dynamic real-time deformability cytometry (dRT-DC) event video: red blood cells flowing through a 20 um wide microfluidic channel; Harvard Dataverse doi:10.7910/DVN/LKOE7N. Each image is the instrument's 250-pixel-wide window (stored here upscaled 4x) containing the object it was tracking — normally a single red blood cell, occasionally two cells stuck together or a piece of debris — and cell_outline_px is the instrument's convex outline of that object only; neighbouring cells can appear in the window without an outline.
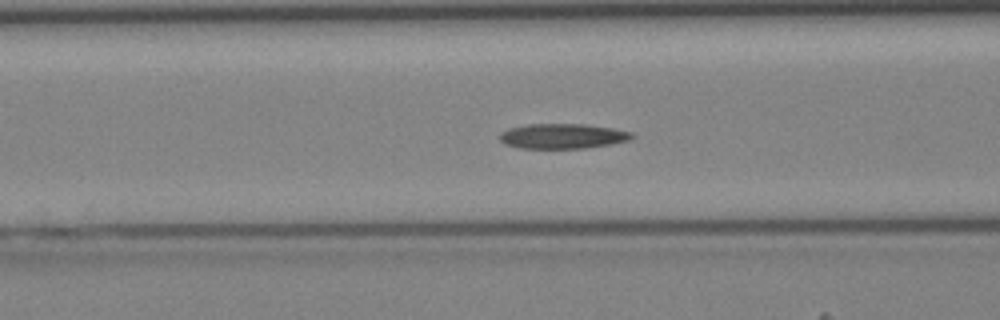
{"species": "Egyptian fruit bat (a non-hibernating species)", "species_latin": "Rousettus aegyptiacus", "temperature_condition": "cold", "stored_images_in_passage": 45, "segment_of_instrument_passage": [1, 2], "camera_frame_rate_fps": 3000, "um_per_image_px": 0.085, "animal": {"sex": "female"}, "frame": {"image": 1, "passage_image": 18, "time_ms": 5.667, "image_size_px": [1000, 320], "cell_outline_px": [[636, 136], [628, 140], [608, 144], [584, 148], [520, 148], [504, 144], [500, 140], [500, 136], [508, 128], [528, 124], [584, 124], [612, 128], [632, 132]], "centroid_in_image_um": [47.82, 11.57], "position_along_channel_um": 118.8, "area_um2": 19.07}}
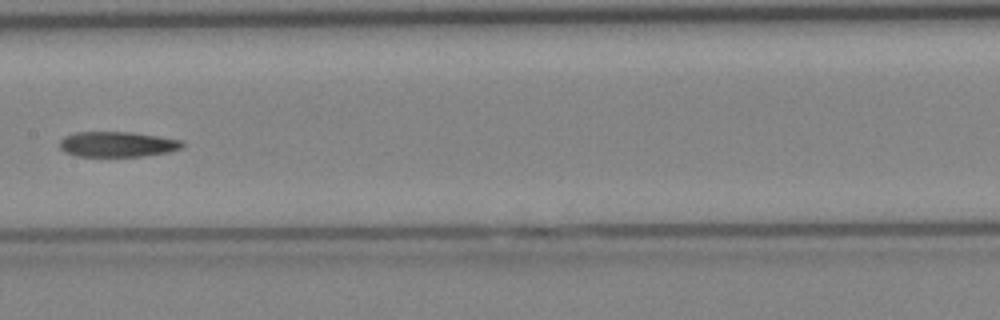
{"frame": {"image": 2, "passage_image": 23, "time_ms": 7.333, "image_size_px": [1000, 320], "cell_outline_px": [[184, 148], [168, 152], [144, 156], [76, 156], [64, 152], [60, 148], [60, 140], [64, 136], [76, 132], [132, 132], [184, 140]], "centroid_in_image_um": [10.0, 12.26], "position_along_channel_um": 197.4, "area_um2": 18.26}}
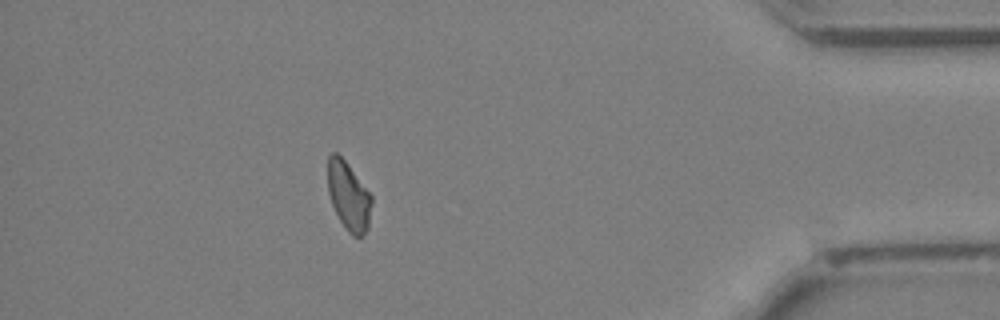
{"frame": {"image": 3, "passage_image": 39, "time_ms": 12.667, "image_size_px": [1000, 320], "cell_outline_px": [[372, 204], [368, 228], [360, 236], [352, 236], [348, 232], [340, 220], [332, 204], [328, 192], [328, 156], [332, 152], [336, 152], [348, 164], [372, 196]], "centroid_in_image_um": [29.63, 16.66], "position_along_channel_um": 405.6, "area_um2": 17.34}}